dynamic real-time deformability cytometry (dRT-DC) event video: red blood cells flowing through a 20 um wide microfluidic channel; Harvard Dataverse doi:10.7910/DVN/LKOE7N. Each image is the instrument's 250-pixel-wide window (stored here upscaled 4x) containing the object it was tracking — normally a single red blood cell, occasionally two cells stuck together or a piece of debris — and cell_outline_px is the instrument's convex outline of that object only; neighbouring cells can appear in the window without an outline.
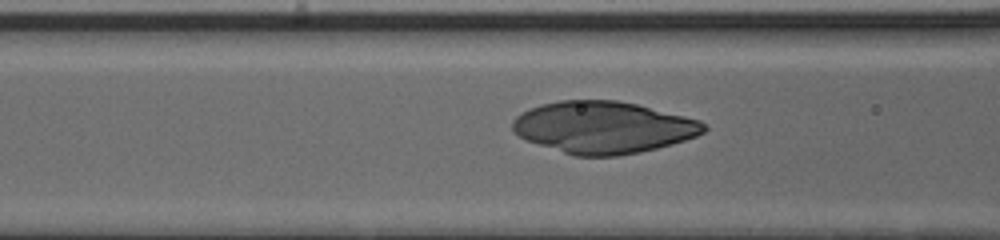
{"species": "human", "species_latin": "Homo sapiens", "temperature_condition": "cold", "stored_images_in_passage": 26, "camera_frame_rate_fps": 3000, "um_per_image_px": 0.085, "donor": {"sex": "male"}, "frame": {"image": 1, "passage_image": 20, "time_ms": 6.333, "image_size_px": [1000, 240], "cell_outline_px": [[708, 128], [704, 132], [696, 136], [672, 144], [640, 152], [616, 156], [572, 156], [524, 140], [512, 128], [512, 120], [520, 112], [528, 108], [540, 104], [560, 100], [616, 100], [636, 104], [700, 120]], "centroid_in_image_um": [51.23, 10.83], "position_along_channel_um": 115.4, "area_um2": 58.09}}
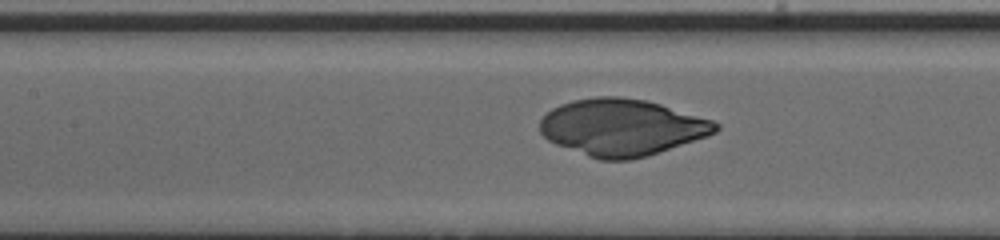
{"frame": {"image": 2, "passage_image": 23, "time_ms": 7.333, "image_size_px": [1000, 240], "cell_outline_px": [[720, 128], [716, 132], [708, 136], [648, 156], [628, 160], [600, 160], [588, 156], [556, 144], [548, 140], [540, 132], [540, 120], [552, 108], [560, 104], [572, 100], [596, 96], [620, 96], [648, 100], [712, 120], [720, 124]], "centroid_in_image_um": [52.87, 10.82], "position_along_channel_um": 154.5, "area_um2": 58.2}}